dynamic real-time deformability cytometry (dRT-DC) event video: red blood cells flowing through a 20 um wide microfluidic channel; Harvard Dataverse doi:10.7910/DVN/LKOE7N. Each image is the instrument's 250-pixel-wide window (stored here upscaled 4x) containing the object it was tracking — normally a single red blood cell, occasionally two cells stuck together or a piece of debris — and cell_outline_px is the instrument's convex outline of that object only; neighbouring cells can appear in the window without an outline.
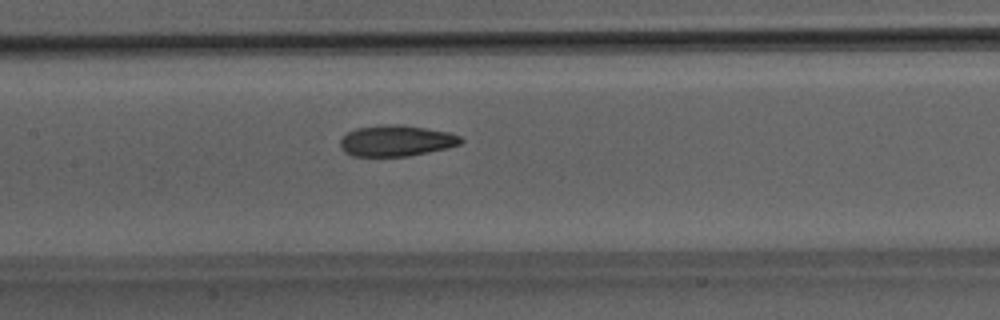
{"species": "Egyptian fruit bat (a non-hibernating species)", "species_latin": "Rousettus aegyptiacus", "temperature_condition": "room temperature", "stored_images_in_passage": 51, "camera_frame_rate_fps": 3000, "um_per_image_px": 0.085, "animal": {"sex": "male"}, "frame": {"image": 1, "passage_image": 25, "time_ms": 8.0, "image_size_px": [1000, 320], "cell_outline_px": [[464, 140], [460, 144], [448, 148], [408, 156], [352, 156], [344, 152], [340, 148], [340, 140], [348, 132], [356, 128], [388, 124], [396, 124], [424, 128], [448, 132], [460, 136]], "centroid_in_image_um": [33.67, 11.97], "position_along_channel_um": 173.7, "area_um2": 21.73}}
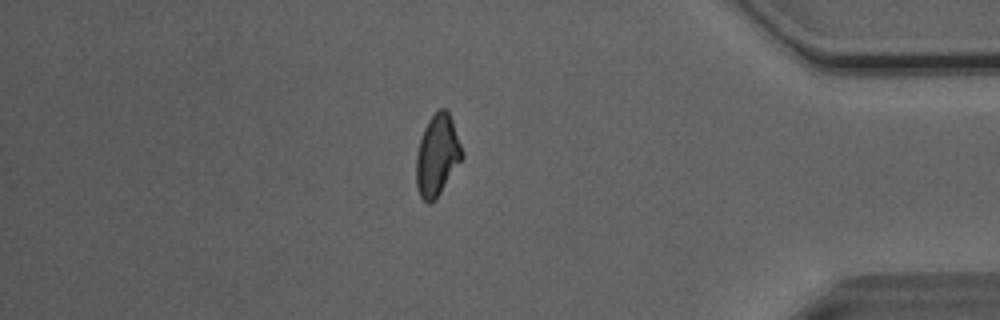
{"frame": {"image": 2, "passage_image": 44, "time_ms": 14.333, "image_size_px": [1000, 320], "cell_outline_px": [[464, 156], [436, 200], [428, 204], [420, 196], [416, 188], [416, 152], [424, 128], [428, 120], [440, 108], [444, 108], [448, 112], [452, 120], [464, 152]], "centroid_in_image_um": [37.16, 13.23], "position_along_channel_um": 398.0, "area_um2": 21.79}}
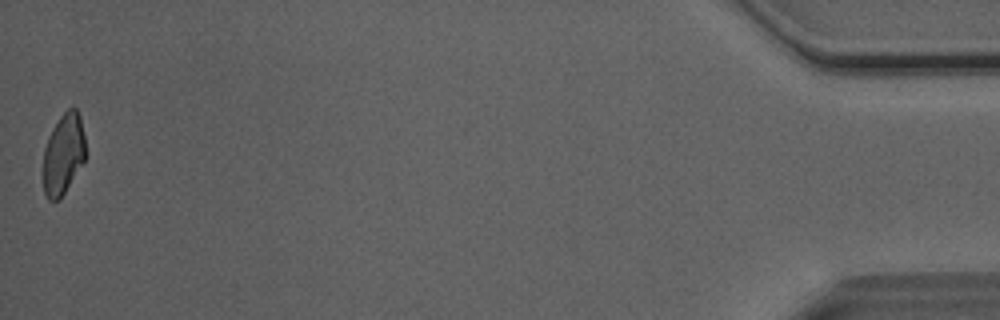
{"frame": {"image": 3, "passage_image": 51, "time_ms": 16.667, "image_size_px": [1000, 320], "cell_outline_px": [[84, 160], [60, 200], [48, 200], [44, 192], [44, 148], [48, 136], [52, 128], [60, 116], [68, 108], [76, 108], [80, 116], [84, 136]], "centroid_in_image_um": [5.37, 13.08], "position_along_channel_um": 429.8, "area_um2": 19.65}, "authors_computed_cell_mechanics": {"area_um2": 22.1374, "velocity_mm_per_s": 4.0658, "shape_relaxation_time_tau1_ms": null, "shape_relaxation_time_tau2_ms": 2.5853, "deformation_change_tau1": null, "deformation_change_tau2": 0.0941}}